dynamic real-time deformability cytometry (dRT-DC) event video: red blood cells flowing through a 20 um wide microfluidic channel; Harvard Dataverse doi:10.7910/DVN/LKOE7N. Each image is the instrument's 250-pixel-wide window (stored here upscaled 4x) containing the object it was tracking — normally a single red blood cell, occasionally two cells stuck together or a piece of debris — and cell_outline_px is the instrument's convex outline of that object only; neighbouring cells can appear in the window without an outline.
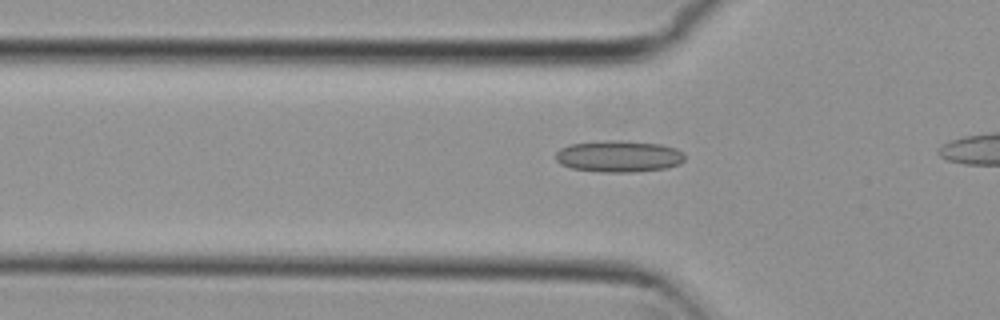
{"species": "common noctule bat (a hibernating species)", "species_latin": "Nyctalus noctula", "temperature_condition": "cold", "stored_images_in_passage": 10, "camera_frame_rate_fps": 3000, "um_per_image_px": 0.085, "animal": {"sex": "female", "body_mass_g": 29.2, "forearm_length_mm": 56.3}, "frame": {"image": 1, "passage_image": 7, "time_ms": 2.0, "image_size_px": [1000, 320], "cell_outline_px": [[684, 160], [680, 164], [668, 168], [632, 172], [600, 172], [572, 168], [560, 164], [556, 160], [556, 152], [560, 148], [568, 144], [604, 140], [620, 140], [660, 144], [676, 148], [684, 152]], "centroid_in_image_um": [52.6, 13.28], "position_along_channel_um": 73.2, "area_um2": 24.04}}